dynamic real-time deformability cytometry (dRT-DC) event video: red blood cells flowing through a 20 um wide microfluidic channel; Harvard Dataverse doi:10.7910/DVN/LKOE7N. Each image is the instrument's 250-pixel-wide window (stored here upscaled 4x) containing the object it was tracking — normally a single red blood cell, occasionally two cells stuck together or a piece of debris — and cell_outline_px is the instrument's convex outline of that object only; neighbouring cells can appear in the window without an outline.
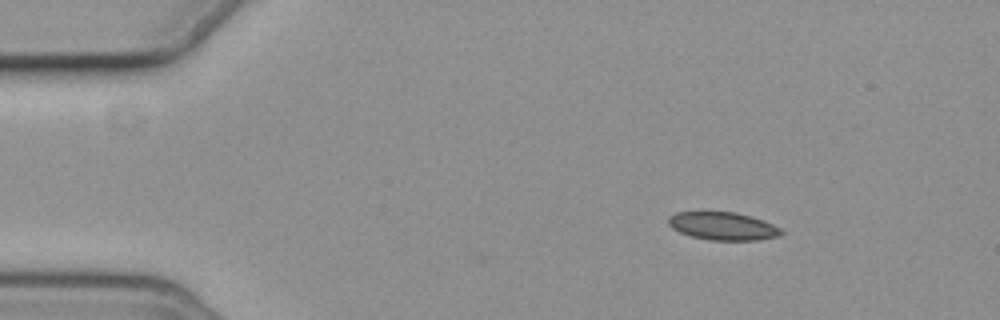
{"species": "common noctule bat (a hibernating species)", "species_latin": "Nyctalus noctula", "temperature_condition": "cold", "stored_images_in_passage": 3, "camera_frame_rate_fps": 3000, "um_per_image_px": 0.085, "animal": {"sex": "female", "body_mass_g": 19.3, "forearm_length_mm": 54.1}, "frame": {"image": 1, "passage_image": 1, "time_ms": 0.0, "image_size_px": [1000, 320], "cell_outline_px": [[784, 232], [780, 236], [756, 240], [708, 240], [692, 236], [680, 232], [672, 228], [668, 224], [668, 216], [676, 212], [736, 212], [752, 216], [764, 220], [780, 228]], "centroid_in_image_um": [61.45, 19.21], "position_along_channel_um": 23.5, "area_um2": 18.44}}